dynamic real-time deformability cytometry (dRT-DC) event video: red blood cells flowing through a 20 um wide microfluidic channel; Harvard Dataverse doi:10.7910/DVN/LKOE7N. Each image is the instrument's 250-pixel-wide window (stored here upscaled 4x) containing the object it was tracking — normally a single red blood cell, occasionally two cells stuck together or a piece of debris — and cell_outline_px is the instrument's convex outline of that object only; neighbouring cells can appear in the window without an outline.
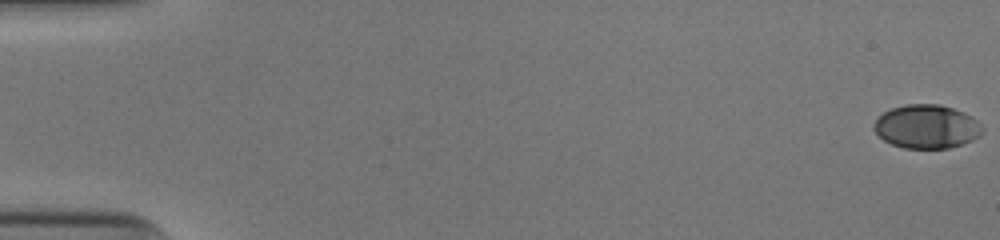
{"species": "human", "species_latin": "Homo sapiens", "temperature_condition": "cold", "stored_images_in_passage": 50, "camera_frame_rate_fps": 3000, "um_per_image_px": 0.085, "donor": {"sex": "male"}, "frame": {"image": 1, "passage_image": 1, "time_ms": 0.0, "image_size_px": [1000, 240], "cell_outline_px": [[984, 132], [980, 136], [972, 140], [948, 148], [904, 148], [892, 144], [884, 140], [872, 128], [872, 124], [884, 112], [892, 108], [908, 104], [940, 104], [964, 112], [972, 116], [984, 128]], "centroid_in_image_um": [78.78, 10.76], "position_along_channel_um": 6.2, "area_um2": 27.57}}
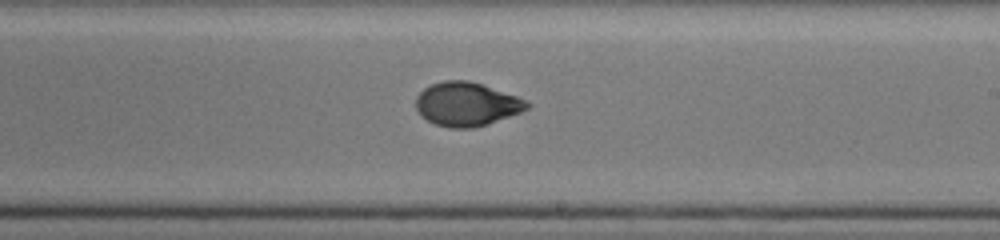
{"frame": {"image": 2, "passage_image": 33, "time_ms": 10.667, "image_size_px": [1000, 240], "cell_outline_px": [[532, 104], [528, 108], [520, 112], [488, 124], [472, 128], [448, 128], [436, 124], [420, 116], [416, 108], [416, 96], [424, 88], [432, 84], [444, 80], [468, 80], [528, 100]], "centroid_in_image_um": [39.65, 8.86], "position_along_channel_um": 249.4, "area_um2": 28.26}}
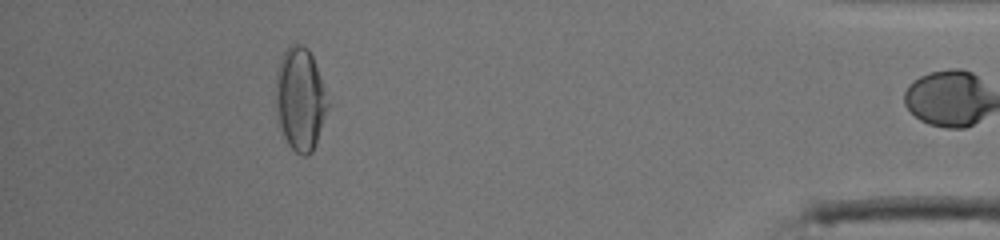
{"frame": {"image": 3, "passage_image": 49, "time_ms": 16.0, "image_size_px": [1000, 240], "cell_outline_px": [[328, 108], [312, 152], [308, 156], [304, 156], [296, 152], [288, 144], [284, 136], [280, 124], [276, 104], [276, 72], [280, 60], [288, 44], [300, 44], [308, 48], [312, 56], [328, 104]], "centroid_in_image_um": [25.49, 8.41], "position_along_channel_um": 409.7, "area_um2": 30.4}, "authors_computed_cell_mechanics": {"area_um2": 28.0908, "velocity_mm_per_s": 3.9376, "shape_relaxation_time_tau1_ms": 3.5525, "shape_relaxation_time_tau2_ms": 1.5667, "deformation_change_tau1": 0.1449, "deformation_change_tau2": 0.0479}}